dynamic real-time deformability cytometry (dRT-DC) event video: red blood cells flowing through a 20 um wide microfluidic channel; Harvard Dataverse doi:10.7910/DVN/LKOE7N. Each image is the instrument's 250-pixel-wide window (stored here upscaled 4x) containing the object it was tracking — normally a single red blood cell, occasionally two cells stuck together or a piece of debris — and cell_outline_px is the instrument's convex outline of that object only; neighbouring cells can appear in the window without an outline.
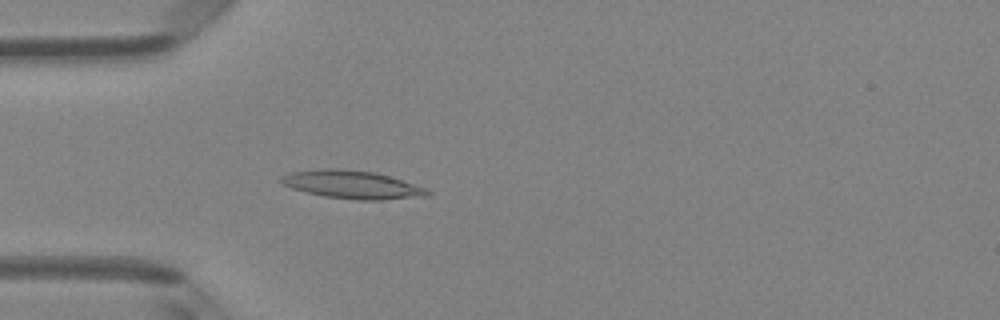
{"species": "Egyptian fruit bat (a non-hibernating species)", "species_latin": "Rousettus aegyptiacus", "temperature_condition": "room temperature", "stored_images_in_passage": 45, "camera_frame_rate_fps": 3000, "um_per_image_px": 0.085, "animal": {"sex": "female"}, "frame": {"image": 1, "passage_image": 10, "time_ms": 3.0, "image_size_px": [1000, 320], "cell_outline_px": [[432, 192], [428, 196], [380, 200], [356, 200], [324, 196], [292, 188], [280, 184], [280, 176], [292, 172], [324, 168], [340, 168], [372, 172], [388, 176], [424, 188]], "centroid_in_image_um": [29.89, 15.69], "position_along_channel_um": 55.1, "area_um2": 23.7}}
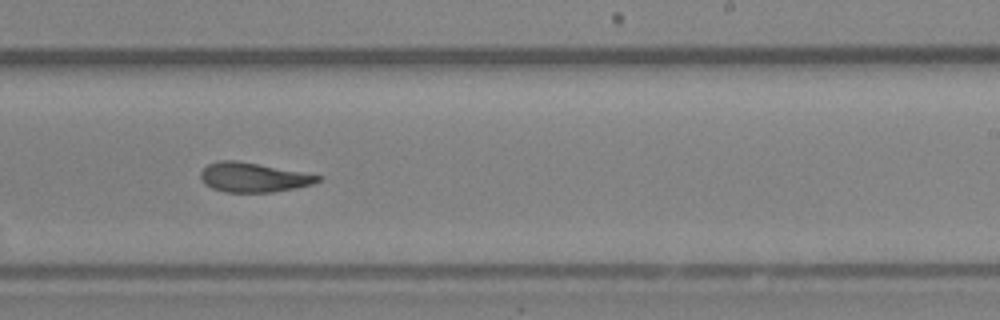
{"frame": {"image": 2, "passage_image": 26, "time_ms": 8.333, "image_size_px": [1000, 320], "cell_outline_px": [[324, 176], [320, 180], [312, 184], [272, 192], [224, 192], [212, 188], [204, 184], [200, 180], [200, 172], [208, 164], [220, 160], [236, 160]], "centroid_in_image_um": [21.49, 15.07], "position_along_channel_um": 267.5, "area_um2": 20.0}}
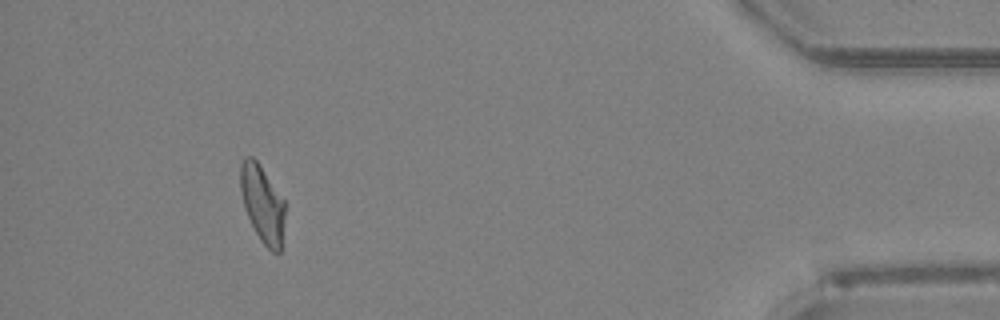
{"frame": {"image": 3, "passage_image": 41, "time_ms": 13.333, "image_size_px": [1000, 320], "cell_outline_px": [[284, 216], [280, 252], [272, 252], [260, 240], [244, 208], [240, 192], [240, 164], [244, 156], [252, 156], [256, 160], [284, 200]], "centroid_in_image_um": [22.27, 17.3], "position_along_channel_um": 412.9, "area_um2": 19.71}, "authors_computed_cell_mechanics": {"area_um2": 20.8658, "velocity_mm_per_s": 4.1145, "shape_relaxation_time_tau1_ms": 10.0179, "shape_relaxation_time_tau2_ms": 3.1642, "deformation_change_tau1": 0.2904, "deformation_change_tau2": 0.1207}}